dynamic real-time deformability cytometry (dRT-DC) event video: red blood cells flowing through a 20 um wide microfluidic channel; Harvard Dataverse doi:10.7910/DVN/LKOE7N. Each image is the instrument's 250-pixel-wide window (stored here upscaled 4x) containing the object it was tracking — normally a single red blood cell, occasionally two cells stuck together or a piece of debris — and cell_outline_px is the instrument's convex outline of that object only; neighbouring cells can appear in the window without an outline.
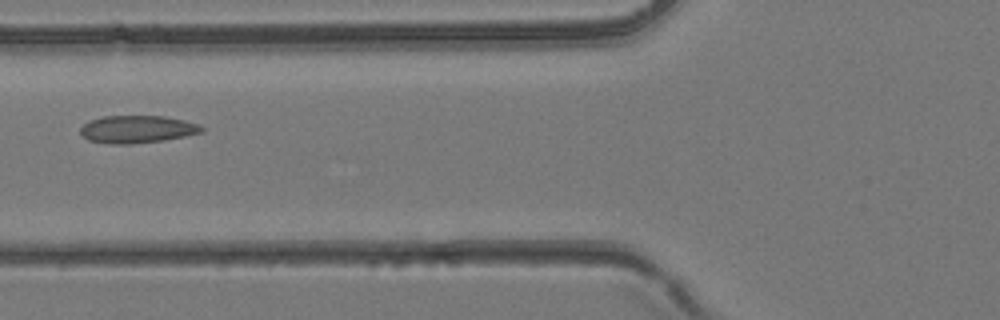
{"species": "common noctule bat (a hibernating species)", "species_latin": "Nyctalus noctula", "temperature_condition": "room temperature", "stored_images_in_passage": 38, "camera_frame_rate_fps": 3000, "um_per_image_px": 0.085, "animal": {"sex": "female", "body_mass_g": 24.6, "forearm_length_mm": 56.2}, "frame": {"image": 1, "passage_image": 12, "time_ms": 3.667, "image_size_px": [1000, 320], "cell_outline_px": [[204, 132], [164, 140], [132, 144], [112, 144], [88, 140], [80, 136], [80, 128], [88, 120], [104, 116], [164, 116], [184, 120], [200, 124], [204, 128]], "centroid_in_image_um": [11.64, 10.98], "position_along_channel_um": 114.2, "area_um2": 19.65}}
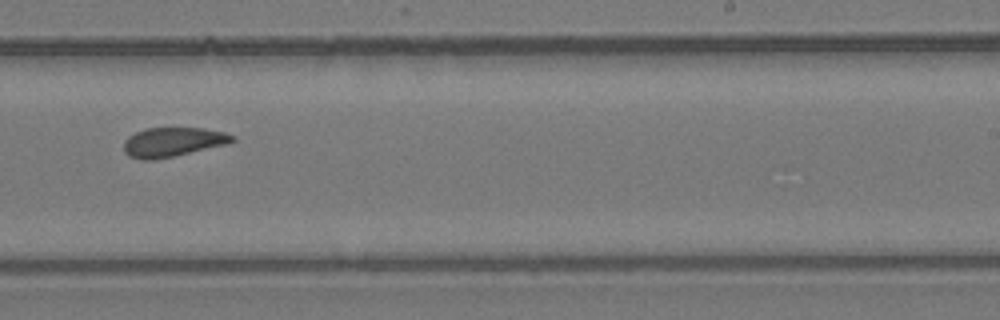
{"frame": {"image": 2, "passage_image": 22, "time_ms": 7.0, "image_size_px": [1000, 320], "cell_outline_px": [[236, 140], [228, 144], [172, 156], [152, 160], [140, 160], [128, 156], [124, 152], [124, 140], [128, 136], [144, 128], [204, 128], [224, 132], [236, 136]], "centroid_in_image_um": [14.68, 12.07], "position_along_channel_um": 274.3, "area_um2": 18.61}}
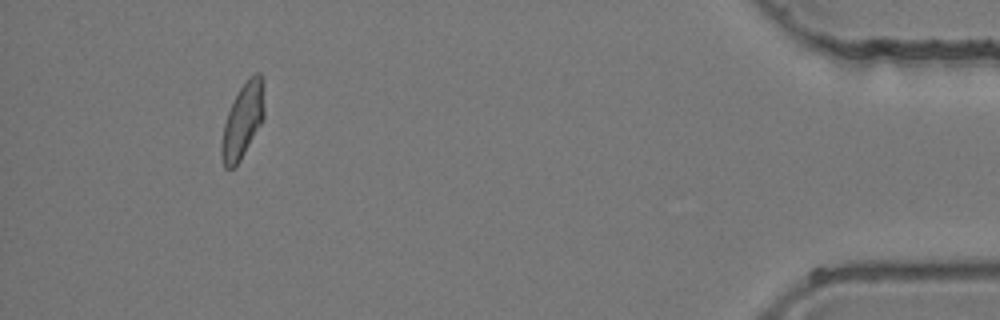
{"frame": {"image": 3, "passage_image": 35, "time_ms": 11.333, "image_size_px": [1000, 320], "cell_outline_px": [[264, 120], [240, 160], [232, 168], [224, 168], [220, 156], [220, 144], [224, 124], [228, 112], [240, 88], [248, 76], [256, 72], [260, 72], [264, 84]], "centroid_in_image_um": [20.64, 10.24], "position_along_channel_um": 414.6, "area_um2": 18.84}}